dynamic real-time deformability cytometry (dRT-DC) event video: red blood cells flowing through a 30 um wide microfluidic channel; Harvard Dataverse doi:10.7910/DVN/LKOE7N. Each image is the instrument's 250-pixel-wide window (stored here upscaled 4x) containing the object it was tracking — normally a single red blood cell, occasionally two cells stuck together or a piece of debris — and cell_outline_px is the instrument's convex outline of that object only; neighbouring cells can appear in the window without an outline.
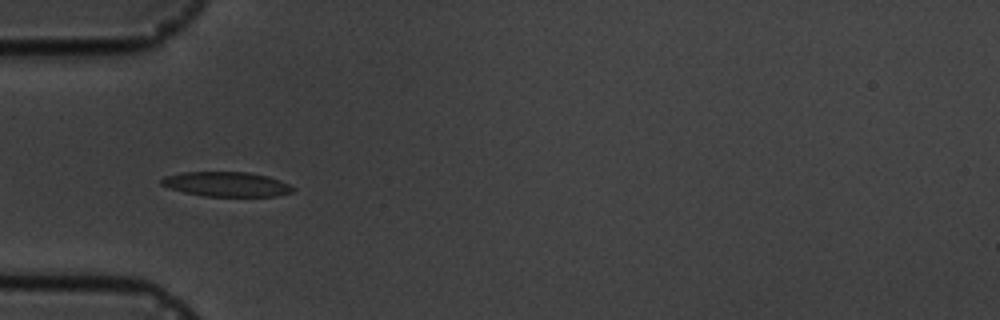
{"species": "common noctule bat (a hibernating species)", "species_latin": "Nyctalus noctula", "temperature_condition": "cold", "stored_images_in_passage": 12, "camera_frame_rate_fps": 3000, "um_per_image_px": 0.085, "animal": {"sex": "male", "body_mass_g": 19.5, "forearm_length_mm": 54.6}, "frame": {"image": 1, "passage_image": 6, "time_ms": 5.667, "image_size_px": [1000, 320], "cell_outline_px": [[296, 188], [292, 192], [276, 196], [204, 196], [184, 192], [160, 184], [160, 180], [164, 176], [184, 172], [248, 172], [268, 176], [280, 180]], "centroid_in_image_um": [19.27, 15.65], "position_along_channel_um": 65.7, "area_um2": 18.84}}
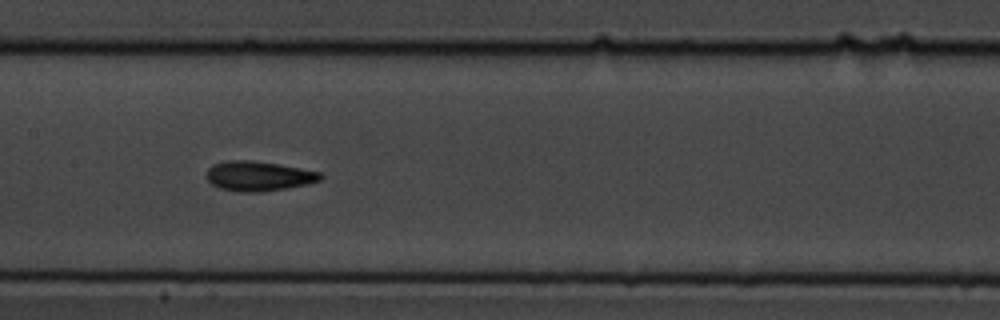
{"frame": {"image": 2, "passage_image": 9, "time_ms": 9.0, "image_size_px": [1000, 320], "cell_outline_px": [[324, 176], [320, 180], [304, 184], [284, 188], [260, 192], [236, 192], [220, 188], [212, 184], [208, 180], [208, 168], [212, 164], [228, 160], [252, 160], [280, 164], [320, 172]], "centroid_in_image_um": [21.95, 14.95], "position_along_channel_um": 185.4, "area_um2": 19.65}}
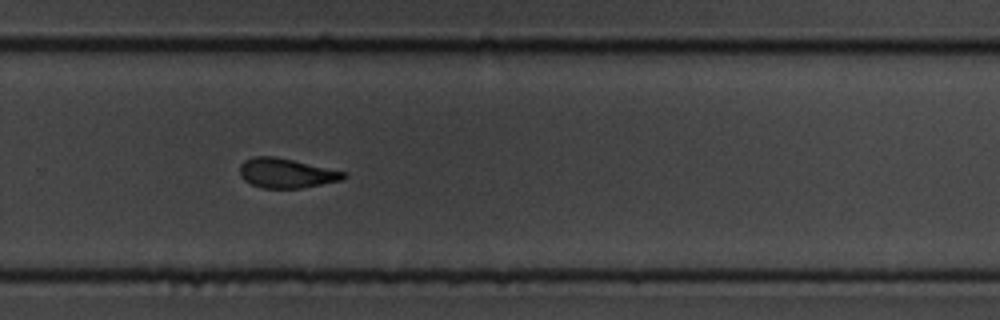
{"frame": {"image": 3, "passage_image": 12, "time_ms": 12.333, "image_size_px": [1000, 320], "cell_outline_px": [[348, 176], [340, 180], [300, 188], [260, 188], [244, 180], [240, 176], [240, 164], [244, 160], [252, 156], [276, 156], [348, 172]], "centroid_in_image_um": [24.32, 14.7], "position_along_channel_um": 305.5, "area_um2": 18.03}}